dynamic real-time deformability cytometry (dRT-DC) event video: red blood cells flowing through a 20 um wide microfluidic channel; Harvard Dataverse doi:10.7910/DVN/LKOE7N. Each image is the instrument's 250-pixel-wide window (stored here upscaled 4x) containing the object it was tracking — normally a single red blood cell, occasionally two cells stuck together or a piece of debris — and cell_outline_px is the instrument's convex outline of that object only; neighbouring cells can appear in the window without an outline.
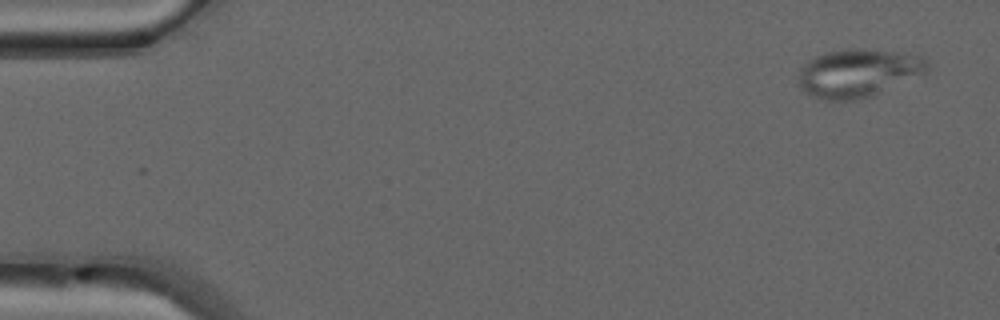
{"species": "common noctule bat (a hibernating species)", "species_latin": "Nyctalus noctula", "temperature_condition": "warm", "stored_images_in_passage": 2, "camera_frame_rate_fps": 3000, "um_per_image_px": 0.085, "animal": {"sex": "male", "forearm_length_mm": 52.5}, "frame": {"image": 1, "passage_image": 1, "time_ms": 0.0, "image_size_px": [1000, 320], "cell_outline_px": [[928, 72], [876, 96], [852, 100], [824, 100], [812, 96], [804, 92], [800, 88], [800, 68], [808, 60], [816, 56], [828, 52], [848, 48], [864, 48], [896, 52], [924, 56], [928, 64]], "centroid_in_image_um": [72.99, 6.21], "position_along_channel_um": 12.0, "area_um2": 36.59}}